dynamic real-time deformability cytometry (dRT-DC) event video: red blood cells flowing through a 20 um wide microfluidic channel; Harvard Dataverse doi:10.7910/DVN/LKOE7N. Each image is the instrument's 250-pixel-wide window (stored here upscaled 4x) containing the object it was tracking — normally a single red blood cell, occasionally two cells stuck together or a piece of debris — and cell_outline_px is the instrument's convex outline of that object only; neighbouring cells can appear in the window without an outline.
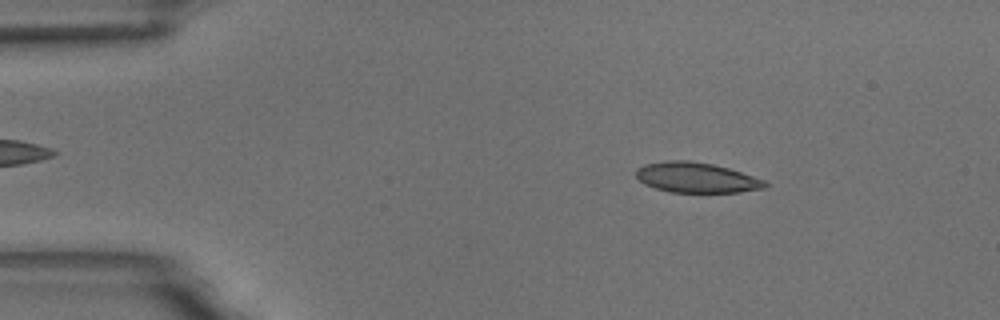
{"species": "common noctule bat (a hibernating species)", "species_latin": "Nyctalus noctula", "temperature_condition": "room temperature", "stored_images_in_passage": 4, "camera_frame_rate_fps": 3000, "um_per_image_px": 0.085, "animal": {"sex": "male", "body_mass_g": 18.8}, "frame": {"image": 1, "passage_image": 2, "time_ms": 1.333, "image_size_px": [1000, 320], "cell_outline_px": [[768, 188], [740, 192], [668, 192], [644, 184], [636, 176], [636, 168], [644, 164], [664, 160], [688, 160], [712, 164], [728, 168], [764, 180], [768, 184]], "centroid_in_image_um": [59.18, 15.09], "position_along_channel_um": 25.8, "area_um2": 22.77}}